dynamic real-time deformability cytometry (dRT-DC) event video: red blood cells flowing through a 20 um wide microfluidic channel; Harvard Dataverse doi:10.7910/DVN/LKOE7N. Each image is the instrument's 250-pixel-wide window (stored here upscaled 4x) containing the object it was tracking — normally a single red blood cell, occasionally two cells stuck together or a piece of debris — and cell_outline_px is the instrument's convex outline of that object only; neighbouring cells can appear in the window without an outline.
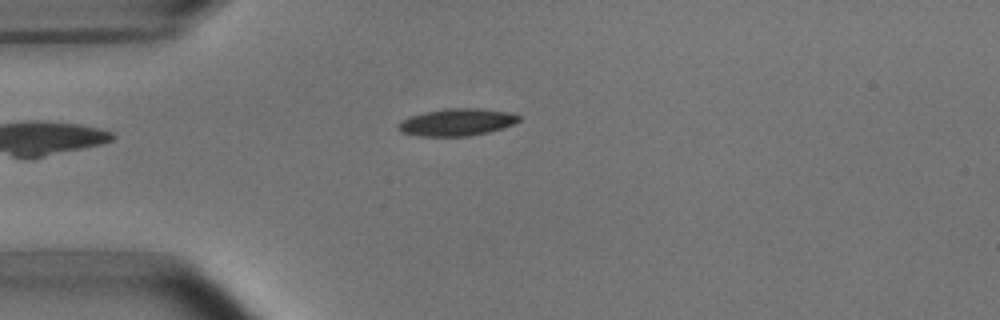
{"species": "common noctule bat (a hibernating species)", "species_latin": "Nyctalus noctula", "temperature_condition": "room temperature", "stored_images_in_passage": 4, "camera_frame_rate_fps": 3000, "um_per_image_px": 0.085, "animal": {"sex": "male", "body_mass_g": 15.6}, "frame": {"image": 1, "passage_image": 1, "time_ms": 0.0, "image_size_px": [1000, 320], "cell_outline_px": [[520, 120], [512, 124], [488, 132], [468, 136], [420, 136], [400, 132], [396, 128], [396, 124], [400, 120], [408, 116], [424, 112], [444, 108], [480, 108], [508, 112], [520, 116]], "centroid_in_image_um": [38.74, 10.38], "position_along_channel_um": 46.3, "area_um2": 19.25}}
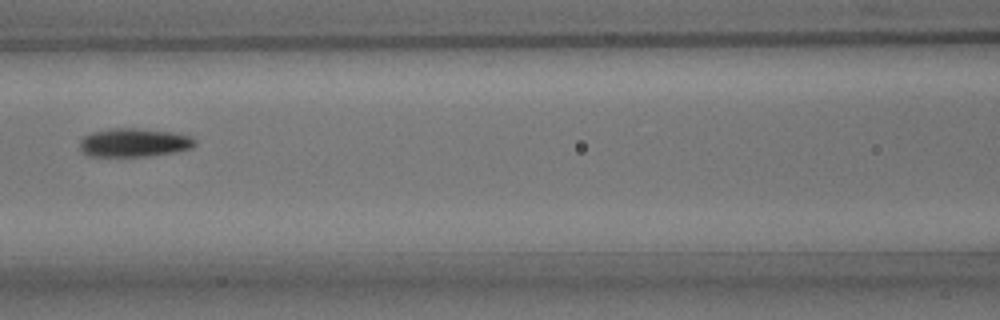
{"frame": {"image": 2, "passage_image": 4, "time_ms": 3.333, "image_size_px": [1000, 320], "cell_outline_px": [[196, 144], [192, 148], [176, 152], [148, 156], [88, 156], [80, 152], [80, 140], [84, 136], [92, 132], [112, 128], [136, 128], [172, 132], [192, 136], [196, 140]], "centroid_in_image_um": [11.4, 12.12], "position_along_channel_um": 155.2, "area_um2": 19.36}}